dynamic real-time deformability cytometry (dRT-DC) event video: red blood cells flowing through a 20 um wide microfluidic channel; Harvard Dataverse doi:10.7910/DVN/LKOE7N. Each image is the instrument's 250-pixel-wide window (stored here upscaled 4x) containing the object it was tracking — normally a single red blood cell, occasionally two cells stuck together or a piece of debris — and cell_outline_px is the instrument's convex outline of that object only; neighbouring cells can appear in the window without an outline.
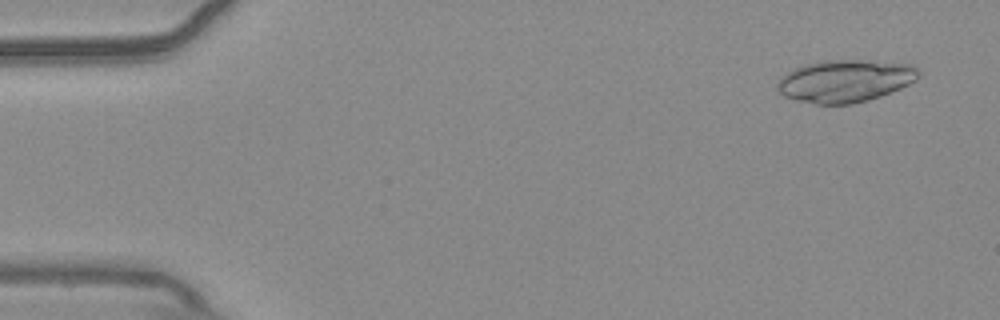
{"species": "common noctule bat (a hibernating species)", "species_latin": "Nyctalus noctula", "temperature_condition": "warm", "stored_images_in_passage": 52, "camera_frame_rate_fps": 3000, "um_per_image_px": 0.085, "animal": {"sex": "male", "body_mass_g": 20.4}, "frame": {"image": 1, "passage_image": 1, "time_ms": 0.0, "image_size_px": [1000, 320], "cell_outline_px": [[920, 76], [916, 80], [900, 88], [880, 96], [868, 100], [852, 104], [816, 104], [796, 100], [784, 96], [776, 88], [776, 84], [788, 72], [796, 68], [820, 60], [872, 60], [916, 64], [920, 68]], "centroid_in_image_um": [71.9, 6.86], "position_along_channel_um": 13.1, "area_um2": 35.08}}